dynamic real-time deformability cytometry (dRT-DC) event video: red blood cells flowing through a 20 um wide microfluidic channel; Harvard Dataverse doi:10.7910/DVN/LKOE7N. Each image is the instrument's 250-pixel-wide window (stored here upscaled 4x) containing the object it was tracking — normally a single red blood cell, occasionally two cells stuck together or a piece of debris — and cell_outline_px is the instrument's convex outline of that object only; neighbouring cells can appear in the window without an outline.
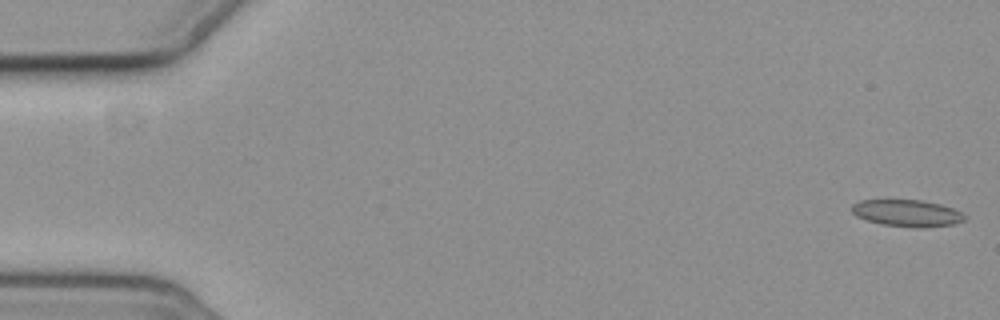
{"species": "common noctule bat (a hibernating species)", "species_latin": "Nyctalus noctula", "temperature_condition": "cold", "stored_images_in_passage": 5, "camera_frame_rate_fps": 3000, "um_per_image_px": 0.085, "animal": {"sex": "female", "body_mass_g": 19.3, "forearm_length_mm": 54.1}, "frame": {"image": 1, "passage_image": 1, "time_ms": 0.0, "image_size_px": [1000, 320], "cell_outline_px": [[964, 220], [952, 224], [920, 228], [916, 228], [880, 224], [856, 216], [852, 212], [852, 204], [860, 200], [920, 200], [940, 204], [952, 208], [960, 212], [964, 216]], "centroid_in_image_um": [77.06, 18.11], "position_along_channel_um": 7.9, "area_um2": 17.46}}